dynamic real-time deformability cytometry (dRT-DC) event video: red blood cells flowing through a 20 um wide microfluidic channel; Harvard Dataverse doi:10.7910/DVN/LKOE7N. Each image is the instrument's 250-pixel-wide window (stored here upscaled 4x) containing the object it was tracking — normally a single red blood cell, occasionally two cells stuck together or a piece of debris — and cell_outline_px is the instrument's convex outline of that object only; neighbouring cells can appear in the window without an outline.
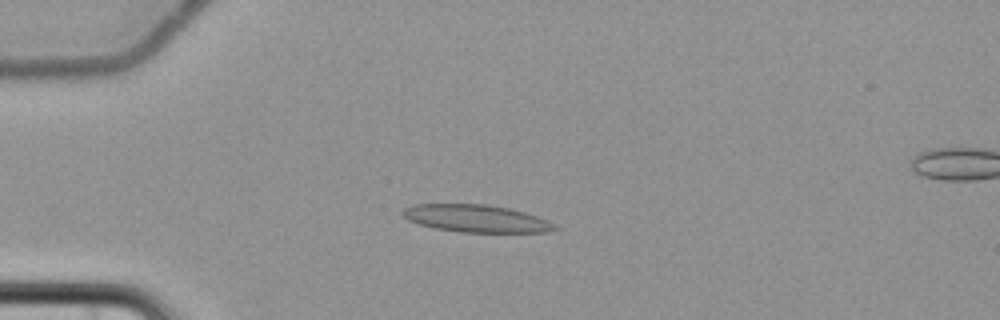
{"species": "common noctule bat (a hibernating species)", "species_latin": "Nyctalus noctula", "temperature_condition": "cold", "stored_images_in_passage": 9, "camera_frame_rate_fps": 3000, "um_per_image_px": 0.085, "animal": {"sex": "female", "body_mass_g": 22.7, "forearm_length_mm": 54.2}, "frame": {"image": 1, "passage_image": 4, "time_ms": 4.333, "image_size_px": [1000, 320], "cell_outline_px": [[560, 228], [548, 232], [460, 232], [436, 228], [420, 224], [408, 220], [400, 212], [404, 208], [412, 204], [488, 204], [508, 208], [524, 212], [548, 220], [556, 224]], "centroid_in_image_um": [40.49, 18.57], "position_along_channel_um": 44.5, "area_um2": 24.33}}
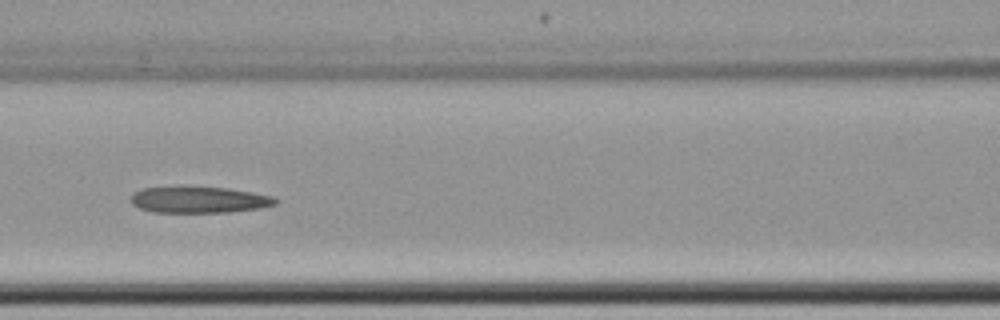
{"frame": {"image": 2, "passage_image": 7, "time_ms": 8.0, "image_size_px": [1000, 320], "cell_outline_px": [[280, 200], [276, 204], [260, 208], [228, 212], [152, 212], [140, 208], [132, 204], [128, 200], [132, 192], [140, 188], [228, 188], [252, 192], [272, 196]], "centroid_in_image_um": [16.9, 16.99], "position_along_channel_um": 149.7, "area_um2": 21.96}}
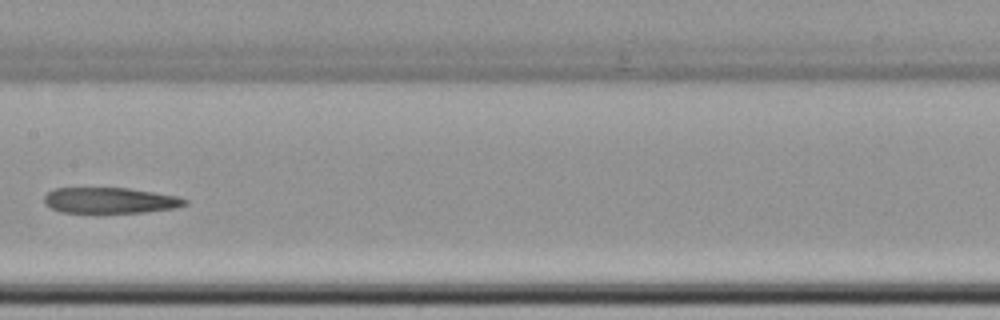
{"frame": {"image": 3, "passage_image": 8, "time_ms": 9.333, "image_size_px": [1000, 320], "cell_outline_px": [[188, 204], [172, 208], [144, 212], [60, 212], [44, 204], [44, 196], [48, 192], [56, 188], [128, 188], [176, 196], [188, 200]], "centroid_in_image_um": [9.32, 17.03], "position_along_channel_um": 198.1, "area_um2": 20.87}}